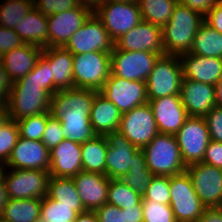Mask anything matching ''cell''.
Here are the masks:
<instances>
[{
	"mask_svg": "<svg viewBox=\"0 0 222 222\" xmlns=\"http://www.w3.org/2000/svg\"><path fill=\"white\" fill-rule=\"evenodd\" d=\"M178 3L188 6L191 10L206 16L208 11L218 3V0H177Z\"/></svg>",
	"mask_w": 222,
	"mask_h": 222,
	"instance_id": "816d5d0a",
	"label": "cell"
},
{
	"mask_svg": "<svg viewBox=\"0 0 222 222\" xmlns=\"http://www.w3.org/2000/svg\"><path fill=\"white\" fill-rule=\"evenodd\" d=\"M180 98L188 116L204 117L215 104V85L182 79Z\"/></svg>",
	"mask_w": 222,
	"mask_h": 222,
	"instance_id": "44dd1931",
	"label": "cell"
},
{
	"mask_svg": "<svg viewBox=\"0 0 222 222\" xmlns=\"http://www.w3.org/2000/svg\"><path fill=\"white\" fill-rule=\"evenodd\" d=\"M147 168L155 176H173L183 173L186 166L182 160L175 135L158 133L143 149Z\"/></svg>",
	"mask_w": 222,
	"mask_h": 222,
	"instance_id": "3957f363",
	"label": "cell"
},
{
	"mask_svg": "<svg viewBox=\"0 0 222 222\" xmlns=\"http://www.w3.org/2000/svg\"><path fill=\"white\" fill-rule=\"evenodd\" d=\"M99 93L111 101L121 113L148 102L146 82L126 80L112 73Z\"/></svg>",
	"mask_w": 222,
	"mask_h": 222,
	"instance_id": "4fadbf2b",
	"label": "cell"
},
{
	"mask_svg": "<svg viewBox=\"0 0 222 222\" xmlns=\"http://www.w3.org/2000/svg\"><path fill=\"white\" fill-rule=\"evenodd\" d=\"M198 222H222V207L205 208Z\"/></svg>",
	"mask_w": 222,
	"mask_h": 222,
	"instance_id": "db71d44e",
	"label": "cell"
},
{
	"mask_svg": "<svg viewBox=\"0 0 222 222\" xmlns=\"http://www.w3.org/2000/svg\"><path fill=\"white\" fill-rule=\"evenodd\" d=\"M122 113L101 93H97L91 106L90 123L97 135L118 131Z\"/></svg>",
	"mask_w": 222,
	"mask_h": 222,
	"instance_id": "4316f807",
	"label": "cell"
},
{
	"mask_svg": "<svg viewBox=\"0 0 222 222\" xmlns=\"http://www.w3.org/2000/svg\"><path fill=\"white\" fill-rule=\"evenodd\" d=\"M73 180L86 211H95L107 203L110 178L106 175L83 170Z\"/></svg>",
	"mask_w": 222,
	"mask_h": 222,
	"instance_id": "7402d4cb",
	"label": "cell"
},
{
	"mask_svg": "<svg viewBox=\"0 0 222 222\" xmlns=\"http://www.w3.org/2000/svg\"><path fill=\"white\" fill-rule=\"evenodd\" d=\"M8 200L6 186L3 178L0 179V218L4 209V206Z\"/></svg>",
	"mask_w": 222,
	"mask_h": 222,
	"instance_id": "6f0895ef",
	"label": "cell"
},
{
	"mask_svg": "<svg viewBox=\"0 0 222 222\" xmlns=\"http://www.w3.org/2000/svg\"><path fill=\"white\" fill-rule=\"evenodd\" d=\"M65 139L61 122L51 115L47 118L46 128L42 136V143L50 151Z\"/></svg>",
	"mask_w": 222,
	"mask_h": 222,
	"instance_id": "7bdbcfd3",
	"label": "cell"
},
{
	"mask_svg": "<svg viewBox=\"0 0 222 222\" xmlns=\"http://www.w3.org/2000/svg\"><path fill=\"white\" fill-rule=\"evenodd\" d=\"M77 6L76 0H36L34 2V7L45 16L64 12Z\"/></svg>",
	"mask_w": 222,
	"mask_h": 222,
	"instance_id": "ee69618b",
	"label": "cell"
},
{
	"mask_svg": "<svg viewBox=\"0 0 222 222\" xmlns=\"http://www.w3.org/2000/svg\"><path fill=\"white\" fill-rule=\"evenodd\" d=\"M0 2L3 3L0 5V26L12 29L34 6V3L30 0H5Z\"/></svg>",
	"mask_w": 222,
	"mask_h": 222,
	"instance_id": "74e56055",
	"label": "cell"
},
{
	"mask_svg": "<svg viewBox=\"0 0 222 222\" xmlns=\"http://www.w3.org/2000/svg\"><path fill=\"white\" fill-rule=\"evenodd\" d=\"M142 200H150L161 204H170V177L154 176Z\"/></svg>",
	"mask_w": 222,
	"mask_h": 222,
	"instance_id": "b9f144b4",
	"label": "cell"
},
{
	"mask_svg": "<svg viewBox=\"0 0 222 222\" xmlns=\"http://www.w3.org/2000/svg\"><path fill=\"white\" fill-rule=\"evenodd\" d=\"M49 115V112H44L17 120L20 137L41 141Z\"/></svg>",
	"mask_w": 222,
	"mask_h": 222,
	"instance_id": "f35d334b",
	"label": "cell"
},
{
	"mask_svg": "<svg viewBox=\"0 0 222 222\" xmlns=\"http://www.w3.org/2000/svg\"><path fill=\"white\" fill-rule=\"evenodd\" d=\"M132 160L133 164L129 167L128 173L120 179L143 197L155 175L147 168L146 157L142 149L133 155Z\"/></svg>",
	"mask_w": 222,
	"mask_h": 222,
	"instance_id": "d6a6232c",
	"label": "cell"
},
{
	"mask_svg": "<svg viewBox=\"0 0 222 222\" xmlns=\"http://www.w3.org/2000/svg\"><path fill=\"white\" fill-rule=\"evenodd\" d=\"M64 48L72 55L94 51L111 53L114 49V41L93 13L70 37Z\"/></svg>",
	"mask_w": 222,
	"mask_h": 222,
	"instance_id": "7c38bea8",
	"label": "cell"
},
{
	"mask_svg": "<svg viewBox=\"0 0 222 222\" xmlns=\"http://www.w3.org/2000/svg\"><path fill=\"white\" fill-rule=\"evenodd\" d=\"M41 199H8L1 220L4 222H40Z\"/></svg>",
	"mask_w": 222,
	"mask_h": 222,
	"instance_id": "f1b7e54d",
	"label": "cell"
},
{
	"mask_svg": "<svg viewBox=\"0 0 222 222\" xmlns=\"http://www.w3.org/2000/svg\"><path fill=\"white\" fill-rule=\"evenodd\" d=\"M93 13L114 42L143 20L138 2H104Z\"/></svg>",
	"mask_w": 222,
	"mask_h": 222,
	"instance_id": "52a82bcc",
	"label": "cell"
},
{
	"mask_svg": "<svg viewBox=\"0 0 222 222\" xmlns=\"http://www.w3.org/2000/svg\"><path fill=\"white\" fill-rule=\"evenodd\" d=\"M58 119L65 139L83 144L97 135L90 123V117H59Z\"/></svg>",
	"mask_w": 222,
	"mask_h": 222,
	"instance_id": "d590c367",
	"label": "cell"
},
{
	"mask_svg": "<svg viewBox=\"0 0 222 222\" xmlns=\"http://www.w3.org/2000/svg\"><path fill=\"white\" fill-rule=\"evenodd\" d=\"M108 149L106 156V176L120 179L128 173L133 164V155L139 150L122 133L114 131L104 135Z\"/></svg>",
	"mask_w": 222,
	"mask_h": 222,
	"instance_id": "d6986e66",
	"label": "cell"
},
{
	"mask_svg": "<svg viewBox=\"0 0 222 222\" xmlns=\"http://www.w3.org/2000/svg\"><path fill=\"white\" fill-rule=\"evenodd\" d=\"M183 78L215 85L222 77V58L204 57L192 53L180 56Z\"/></svg>",
	"mask_w": 222,
	"mask_h": 222,
	"instance_id": "cb8c5ba5",
	"label": "cell"
},
{
	"mask_svg": "<svg viewBox=\"0 0 222 222\" xmlns=\"http://www.w3.org/2000/svg\"><path fill=\"white\" fill-rule=\"evenodd\" d=\"M19 128L15 120L10 119L0 128V162L7 163L19 138Z\"/></svg>",
	"mask_w": 222,
	"mask_h": 222,
	"instance_id": "ab89813d",
	"label": "cell"
},
{
	"mask_svg": "<svg viewBox=\"0 0 222 222\" xmlns=\"http://www.w3.org/2000/svg\"><path fill=\"white\" fill-rule=\"evenodd\" d=\"M99 91L73 88L56 91L50 101L49 113L59 117H90L91 106Z\"/></svg>",
	"mask_w": 222,
	"mask_h": 222,
	"instance_id": "9a60e30c",
	"label": "cell"
},
{
	"mask_svg": "<svg viewBox=\"0 0 222 222\" xmlns=\"http://www.w3.org/2000/svg\"><path fill=\"white\" fill-rule=\"evenodd\" d=\"M10 120L8 107L6 104L0 105V128Z\"/></svg>",
	"mask_w": 222,
	"mask_h": 222,
	"instance_id": "94428289",
	"label": "cell"
},
{
	"mask_svg": "<svg viewBox=\"0 0 222 222\" xmlns=\"http://www.w3.org/2000/svg\"><path fill=\"white\" fill-rule=\"evenodd\" d=\"M204 21L222 34V0H218V3L208 11Z\"/></svg>",
	"mask_w": 222,
	"mask_h": 222,
	"instance_id": "f907efd6",
	"label": "cell"
},
{
	"mask_svg": "<svg viewBox=\"0 0 222 222\" xmlns=\"http://www.w3.org/2000/svg\"><path fill=\"white\" fill-rule=\"evenodd\" d=\"M47 196L65 206H75L78 214L86 212L73 178L50 176Z\"/></svg>",
	"mask_w": 222,
	"mask_h": 222,
	"instance_id": "4dcf8cb0",
	"label": "cell"
},
{
	"mask_svg": "<svg viewBox=\"0 0 222 222\" xmlns=\"http://www.w3.org/2000/svg\"><path fill=\"white\" fill-rule=\"evenodd\" d=\"M105 2H125V3H131V2H138V0H105Z\"/></svg>",
	"mask_w": 222,
	"mask_h": 222,
	"instance_id": "6125c7cd",
	"label": "cell"
},
{
	"mask_svg": "<svg viewBox=\"0 0 222 222\" xmlns=\"http://www.w3.org/2000/svg\"><path fill=\"white\" fill-rule=\"evenodd\" d=\"M185 171L206 208L222 207V169L200 162L187 166Z\"/></svg>",
	"mask_w": 222,
	"mask_h": 222,
	"instance_id": "5bb4252c",
	"label": "cell"
},
{
	"mask_svg": "<svg viewBox=\"0 0 222 222\" xmlns=\"http://www.w3.org/2000/svg\"><path fill=\"white\" fill-rule=\"evenodd\" d=\"M160 54L146 51L118 50L111 52V73L117 77L146 82Z\"/></svg>",
	"mask_w": 222,
	"mask_h": 222,
	"instance_id": "8fae6325",
	"label": "cell"
},
{
	"mask_svg": "<svg viewBox=\"0 0 222 222\" xmlns=\"http://www.w3.org/2000/svg\"><path fill=\"white\" fill-rule=\"evenodd\" d=\"M12 88V81L9 79L2 62L0 61V105L6 104Z\"/></svg>",
	"mask_w": 222,
	"mask_h": 222,
	"instance_id": "f5cc1de1",
	"label": "cell"
},
{
	"mask_svg": "<svg viewBox=\"0 0 222 222\" xmlns=\"http://www.w3.org/2000/svg\"><path fill=\"white\" fill-rule=\"evenodd\" d=\"M74 222H98V219L94 211H86L78 214Z\"/></svg>",
	"mask_w": 222,
	"mask_h": 222,
	"instance_id": "9f6ffc18",
	"label": "cell"
},
{
	"mask_svg": "<svg viewBox=\"0 0 222 222\" xmlns=\"http://www.w3.org/2000/svg\"><path fill=\"white\" fill-rule=\"evenodd\" d=\"M111 74V53L94 51L73 55L74 88L99 91Z\"/></svg>",
	"mask_w": 222,
	"mask_h": 222,
	"instance_id": "277c9868",
	"label": "cell"
},
{
	"mask_svg": "<svg viewBox=\"0 0 222 222\" xmlns=\"http://www.w3.org/2000/svg\"><path fill=\"white\" fill-rule=\"evenodd\" d=\"M143 222H177L170 205L142 200Z\"/></svg>",
	"mask_w": 222,
	"mask_h": 222,
	"instance_id": "60d3db41",
	"label": "cell"
},
{
	"mask_svg": "<svg viewBox=\"0 0 222 222\" xmlns=\"http://www.w3.org/2000/svg\"><path fill=\"white\" fill-rule=\"evenodd\" d=\"M2 178L8 199H42L47 196L50 178L48 171L12 169L10 172L3 171Z\"/></svg>",
	"mask_w": 222,
	"mask_h": 222,
	"instance_id": "9c48e42d",
	"label": "cell"
},
{
	"mask_svg": "<svg viewBox=\"0 0 222 222\" xmlns=\"http://www.w3.org/2000/svg\"><path fill=\"white\" fill-rule=\"evenodd\" d=\"M170 207L177 222H198L206 208L186 171L170 176Z\"/></svg>",
	"mask_w": 222,
	"mask_h": 222,
	"instance_id": "8992f818",
	"label": "cell"
},
{
	"mask_svg": "<svg viewBox=\"0 0 222 222\" xmlns=\"http://www.w3.org/2000/svg\"><path fill=\"white\" fill-rule=\"evenodd\" d=\"M175 137L186 167L202 162L211 141L204 117L189 116Z\"/></svg>",
	"mask_w": 222,
	"mask_h": 222,
	"instance_id": "ba28073f",
	"label": "cell"
},
{
	"mask_svg": "<svg viewBox=\"0 0 222 222\" xmlns=\"http://www.w3.org/2000/svg\"><path fill=\"white\" fill-rule=\"evenodd\" d=\"M41 55L49 62L51 82L58 89H73V55L64 47H45Z\"/></svg>",
	"mask_w": 222,
	"mask_h": 222,
	"instance_id": "484cf974",
	"label": "cell"
},
{
	"mask_svg": "<svg viewBox=\"0 0 222 222\" xmlns=\"http://www.w3.org/2000/svg\"><path fill=\"white\" fill-rule=\"evenodd\" d=\"M124 222H143L142 202L137 207L124 209Z\"/></svg>",
	"mask_w": 222,
	"mask_h": 222,
	"instance_id": "11a10c76",
	"label": "cell"
},
{
	"mask_svg": "<svg viewBox=\"0 0 222 222\" xmlns=\"http://www.w3.org/2000/svg\"><path fill=\"white\" fill-rule=\"evenodd\" d=\"M5 166L12 169H32L49 172L50 151L42 141L29 140L19 136Z\"/></svg>",
	"mask_w": 222,
	"mask_h": 222,
	"instance_id": "ffe728a7",
	"label": "cell"
},
{
	"mask_svg": "<svg viewBox=\"0 0 222 222\" xmlns=\"http://www.w3.org/2000/svg\"><path fill=\"white\" fill-rule=\"evenodd\" d=\"M142 202V195L127 186L121 179H110L107 203L120 209L137 207Z\"/></svg>",
	"mask_w": 222,
	"mask_h": 222,
	"instance_id": "e575fe53",
	"label": "cell"
},
{
	"mask_svg": "<svg viewBox=\"0 0 222 222\" xmlns=\"http://www.w3.org/2000/svg\"><path fill=\"white\" fill-rule=\"evenodd\" d=\"M77 215L75 206L61 205L48 196L41 199L40 222H74Z\"/></svg>",
	"mask_w": 222,
	"mask_h": 222,
	"instance_id": "8d00e7d4",
	"label": "cell"
},
{
	"mask_svg": "<svg viewBox=\"0 0 222 222\" xmlns=\"http://www.w3.org/2000/svg\"><path fill=\"white\" fill-rule=\"evenodd\" d=\"M190 53L222 58V34L204 21L197 30Z\"/></svg>",
	"mask_w": 222,
	"mask_h": 222,
	"instance_id": "1f68e13d",
	"label": "cell"
},
{
	"mask_svg": "<svg viewBox=\"0 0 222 222\" xmlns=\"http://www.w3.org/2000/svg\"><path fill=\"white\" fill-rule=\"evenodd\" d=\"M81 171V144L64 139L50 150V176L73 178Z\"/></svg>",
	"mask_w": 222,
	"mask_h": 222,
	"instance_id": "603a6c76",
	"label": "cell"
},
{
	"mask_svg": "<svg viewBox=\"0 0 222 222\" xmlns=\"http://www.w3.org/2000/svg\"><path fill=\"white\" fill-rule=\"evenodd\" d=\"M118 131L135 147L143 149L159 133L149 103L122 113Z\"/></svg>",
	"mask_w": 222,
	"mask_h": 222,
	"instance_id": "30bf717a",
	"label": "cell"
},
{
	"mask_svg": "<svg viewBox=\"0 0 222 222\" xmlns=\"http://www.w3.org/2000/svg\"><path fill=\"white\" fill-rule=\"evenodd\" d=\"M211 140L222 142V107H213L205 116Z\"/></svg>",
	"mask_w": 222,
	"mask_h": 222,
	"instance_id": "bcb514c9",
	"label": "cell"
},
{
	"mask_svg": "<svg viewBox=\"0 0 222 222\" xmlns=\"http://www.w3.org/2000/svg\"><path fill=\"white\" fill-rule=\"evenodd\" d=\"M177 0H138L143 21L163 27L177 5Z\"/></svg>",
	"mask_w": 222,
	"mask_h": 222,
	"instance_id": "836d02e7",
	"label": "cell"
},
{
	"mask_svg": "<svg viewBox=\"0 0 222 222\" xmlns=\"http://www.w3.org/2000/svg\"><path fill=\"white\" fill-rule=\"evenodd\" d=\"M202 163L222 169V142L208 143Z\"/></svg>",
	"mask_w": 222,
	"mask_h": 222,
	"instance_id": "681fc988",
	"label": "cell"
},
{
	"mask_svg": "<svg viewBox=\"0 0 222 222\" xmlns=\"http://www.w3.org/2000/svg\"><path fill=\"white\" fill-rule=\"evenodd\" d=\"M33 73H37V80L42 84V90L51 97L58 89L51 82V68L49 62L42 56L37 59Z\"/></svg>",
	"mask_w": 222,
	"mask_h": 222,
	"instance_id": "f6af8a7d",
	"label": "cell"
},
{
	"mask_svg": "<svg viewBox=\"0 0 222 222\" xmlns=\"http://www.w3.org/2000/svg\"><path fill=\"white\" fill-rule=\"evenodd\" d=\"M98 222H124V209L105 203L94 211Z\"/></svg>",
	"mask_w": 222,
	"mask_h": 222,
	"instance_id": "c3c4849f",
	"label": "cell"
},
{
	"mask_svg": "<svg viewBox=\"0 0 222 222\" xmlns=\"http://www.w3.org/2000/svg\"><path fill=\"white\" fill-rule=\"evenodd\" d=\"M204 16L177 3L169 22L162 27V41L167 55L180 57L190 53L197 30Z\"/></svg>",
	"mask_w": 222,
	"mask_h": 222,
	"instance_id": "6da1fadb",
	"label": "cell"
},
{
	"mask_svg": "<svg viewBox=\"0 0 222 222\" xmlns=\"http://www.w3.org/2000/svg\"><path fill=\"white\" fill-rule=\"evenodd\" d=\"M14 31L23 43L33 44L42 48L48 47V21L34 6L15 26Z\"/></svg>",
	"mask_w": 222,
	"mask_h": 222,
	"instance_id": "83f0119b",
	"label": "cell"
},
{
	"mask_svg": "<svg viewBox=\"0 0 222 222\" xmlns=\"http://www.w3.org/2000/svg\"><path fill=\"white\" fill-rule=\"evenodd\" d=\"M23 41L12 28L0 26V57L6 52L23 45Z\"/></svg>",
	"mask_w": 222,
	"mask_h": 222,
	"instance_id": "7dc6e473",
	"label": "cell"
},
{
	"mask_svg": "<svg viewBox=\"0 0 222 222\" xmlns=\"http://www.w3.org/2000/svg\"><path fill=\"white\" fill-rule=\"evenodd\" d=\"M51 96L42 90L33 69L25 76L12 82L6 105L12 120L49 112Z\"/></svg>",
	"mask_w": 222,
	"mask_h": 222,
	"instance_id": "7a4b0ae2",
	"label": "cell"
},
{
	"mask_svg": "<svg viewBox=\"0 0 222 222\" xmlns=\"http://www.w3.org/2000/svg\"><path fill=\"white\" fill-rule=\"evenodd\" d=\"M43 48L24 43L23 45L6 52L0 57V61L9 77L14 82L25 77L37 62Z\"/></svg>",
	"mask_w": 222,
	"mask_h": 222,
	"instance_id": "d4e9b609",
	"label": "cell"
},
{
	"mask_svg": "<svg viewBox=\"0 0 222 222\" xmlns=\"http://www.w3.org/2000/svg\"><path fill=\"white\" fill-rule=\"evenodd\" d=\"M92 14L91 9L78 5L64 12L47 16L48 47H64Z\"/></svg>",
	"mask_w": 222,
	"mask_h": 222,
	"instance_id": "2e32d148",
	"label": "cell"
},
{
	"mask_svg": "<svg viewBox=\"0 0 222 222\" xmlns=\"http://www.w3.org/2000/svg\"><path fill=\"white\" fill-rule=\"evenodd\" d=\"M215 104L222 107V77L215 84Z\"/></svg>",
	"mask_w": 222,
	"mask_h": 222,
	"instance_id": "91938a15",
	"label": "cell"
},
{
	"mask_svg": "<svg viewBox=\"0 0 222 222\" xmlns=\"http://www.w3.org/2000/svg\"><path fill=\"white\" fill-rule=\"evenodd\" d=\"M5 169L7 170V168L5 167V165L0 162V179L2 178L3 171H4Z\"/></svg>",
	"mask_w": 222,
	"mask_h": 222,
	"instance_id": "be15d7a7",
	"label": "cell"
},
{
	"mask_svg": "<svg viewBox=\"0 0 222 222\" xmlns=\"http://www.w3.org/2000/svg\"><path fill=\"white\" fill-rule=\"evenodd\" d=\"M182 79L180 57L167 54L160 56L146 81L148 101L180 94Z\"/></svg>",
	"mask_w": 222,
	"mask_h": 222,
	"instance_id": "5b68a950",
	"label": "cell"
},
{
	"mask_svg": "<svg viewBox=\"0 0 222 222\" xmlns=\"http://www.w3.org/2000/svg\"><path fill=\"white\" fill-rule=\"evenodd\" d=\"M159 133L175 135L189 117L180 94L148 101Z\"/></svg>",
	"mask_w": 222,
	"mask_h": 222,
	"instance_id": "ac0fdd59",
	"label": "cell"
},
{
	"mask_svg": "<svg viewBox=\"0 0 222 222\" xmlns=\"http://www.w3.org/2000/svg\"><path fill=\"white\" fill-rule=\"evenodd\" d=\"M78 5L87 7L91 9L93 12L105 2V0H76Z\"/></svg>",
	"mask_w": 222,
	"mask_h": 222,
	"instance_id": "680465c9",
	"label": "cell"
},
{
	"mask_svg": "<svg viewBox=\"0 0 222 222\" xmlns=\"http://www.w3.org/2000/svg\"><path fill=\"white\" fill-rule=\"evenodd\" d=\"M118 50L146 51L165 55L162 41V27L141 21L134 28L114 42Z\"/></svg>",
	"mask_w": 222,
	"mask_h": 222,
	"instance_id": "e0dca14e",
	"label": "cell"
},
{
	"mask_svg": "<svg viewBox=\"0 0 222 222\" xmlns=\"http://www.w3.org/2000/svg\"><path fill=\"white\" fill-rule=\"evenodd\" d=\"M107 149L108 144L104 135H96L81 144L83 170L106 175Z\"/></svg>",
	"mask_w": 222,
	"mask_h": 222,
	"instance_id": "f546056e",
	"label": "cell"
}]
</instances>
